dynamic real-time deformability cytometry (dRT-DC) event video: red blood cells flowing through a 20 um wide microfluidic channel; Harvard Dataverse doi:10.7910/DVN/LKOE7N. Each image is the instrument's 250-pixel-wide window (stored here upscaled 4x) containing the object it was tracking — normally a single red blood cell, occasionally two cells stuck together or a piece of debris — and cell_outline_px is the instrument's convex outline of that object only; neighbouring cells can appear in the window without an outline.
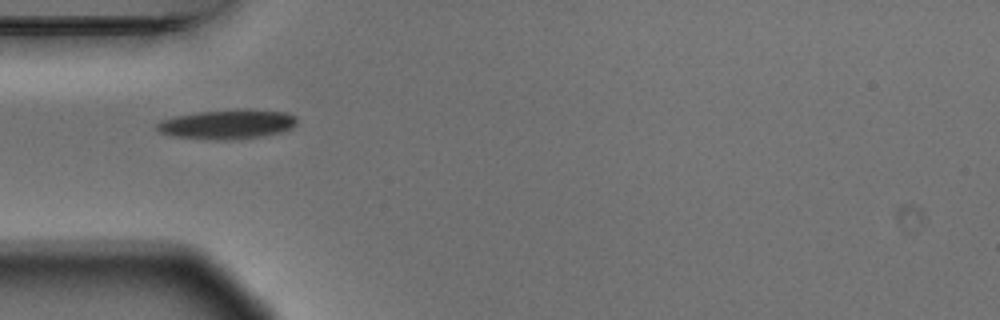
{"species": "Egyptian fruit bat (a non-hibernating species)", "species_latin": "Rousettus aegyptiacus", "temperature_condition": "warm", "stored_images_in_passage": 7, "camera_frame_rate_fps": 3000, "um_per_image_px": 0.085, "animal": {"sex": "male"}, "frame": {"image": 1, "passage_image": 1, "time_ms": 0.0, "image_size_px": [1000, 320], "cell_outline_px": [[296, 124], [292, 128], [280, 132], [264, 136], [232, 140], [212, 140], [172, 136], [160, 132], [156, 128], [156, 124], [160, 120], [176, 116], [200, 112], [236, 108], [248, 108], [288, 112], [296, 116]], "centroid_in_image_um": [19.36, 10.55], "position_along_channel_um": 65.6, "area_um2": 24.51}}
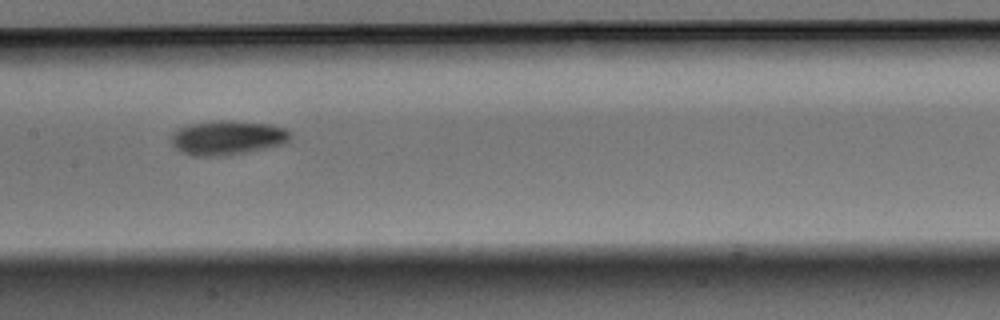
{"frame": {"image": 2, "passage_image": 4, "time_ms": 1.0, "image_size_px": [1000, 320], "cell_outline_px": [[292, 132], [288, 140], [284, 144], [228, 156], [192, 156], [180, 152], [172, 144], [172, 136], [176, 128], [188, 124], [212, 120], [232, 120], [272, 124], [284, 128]], "centroid_in_image_um": [19.32, 11.7], "position_along_channel_um": 188.1, "area_um2": 24.28}}
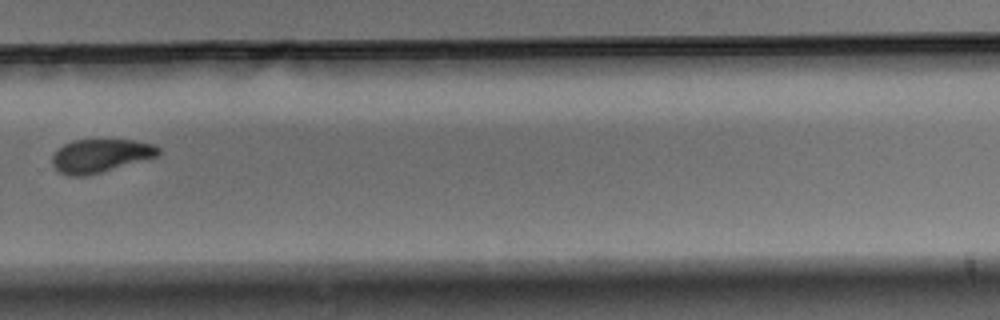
{"frame": {"image": 3, "passage_image": 7, "time_ms": 2.0, "image_size_px": [1000, 320], "cell_outline_px": [[160, 156], [88, 176], [68, 176], [60, 172], [52, 164], [52, 156], [64, 144], [72, 140], [132, 140], [156, 144], [160, 148]], "centroid_in_image_um": [8.59, 13.24], "position_along_channel_um": 321.2, "area_um2": 20.81}}